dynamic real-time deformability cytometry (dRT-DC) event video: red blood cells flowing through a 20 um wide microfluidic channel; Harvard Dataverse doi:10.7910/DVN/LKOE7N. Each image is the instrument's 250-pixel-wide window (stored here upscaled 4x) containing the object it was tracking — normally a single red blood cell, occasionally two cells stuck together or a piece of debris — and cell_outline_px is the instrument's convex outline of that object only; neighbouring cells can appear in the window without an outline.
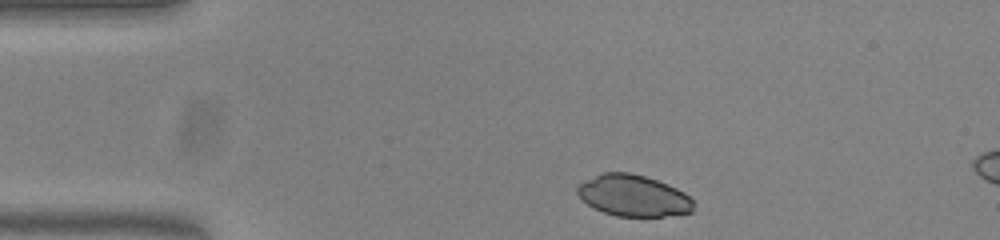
{"species": "common noctule bat (a hibernating species)", "species_latin": "Nyctalus noctula", "temperature_condition": "warm", "stored_images_in_passage": 35, "camera_frame_rate_fps": 3000, "um_per_image_px": 0.085, "animal": {"sex": "female", "body_mass_g": 23.0, "forearm_length_mm": 53.4}, "frame": {"image": 1, "passage_image": 1, "time_ms": 0.0, "image_size_px": [1000, 240], "cell_outline_px": [[692, 212], [664, 216], [616, 216], [604, 212], [580, 200], [576, 192], [576, 188], [584, 180], [604, 172], [628, 172], [644, 176], [668, 184], [684, 192], [692, 200]], "centroid_in_image_um": [53.79, 16.62], "position_along_channel_um": 31.2, "area_um2": 27.86}}
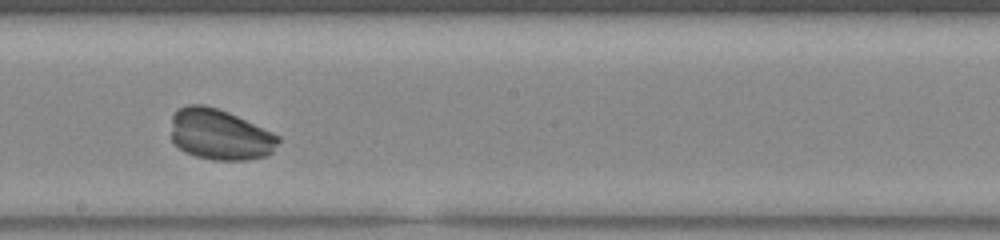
{"frame": {"image": 2, "passage_image": 21, "time_ms": 6.667, "image_size_px": [1000, 240], "cell_outline_px": [[280, 140], [272, 152], [268, 156], [248, 160], [212, 160], [196, 156], [184, 152], [172, 140], [172, 116], [180, 108], [188, 104], [204, 104], [228, 112], [272, 132], [280, 136]], "centroid_in_image_um": [18.7, 11.45], "position_along_channel_um": 229.5, "area_um2": 31.73}}
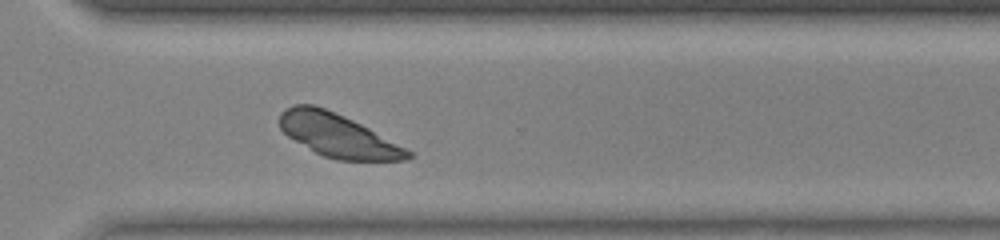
{"frame": {"image": 3, "passage_image": 30, "time_ms": 9.667, "image_size_px": [1000, 240], "cell_outline_px": [[412, 156], [408, 160], [336, 160], [324, 156], [316, 152], [288, 136], [280, 128], [280, 112], [284, 108], [292, 104], [312, 104], [324, 108], [344, 116], [368, 128], [412, 152]], "centroid_in_image_um": [28.68, 11.5], "position_along_channel_um": 341.9, "area_um2": 31.79}}